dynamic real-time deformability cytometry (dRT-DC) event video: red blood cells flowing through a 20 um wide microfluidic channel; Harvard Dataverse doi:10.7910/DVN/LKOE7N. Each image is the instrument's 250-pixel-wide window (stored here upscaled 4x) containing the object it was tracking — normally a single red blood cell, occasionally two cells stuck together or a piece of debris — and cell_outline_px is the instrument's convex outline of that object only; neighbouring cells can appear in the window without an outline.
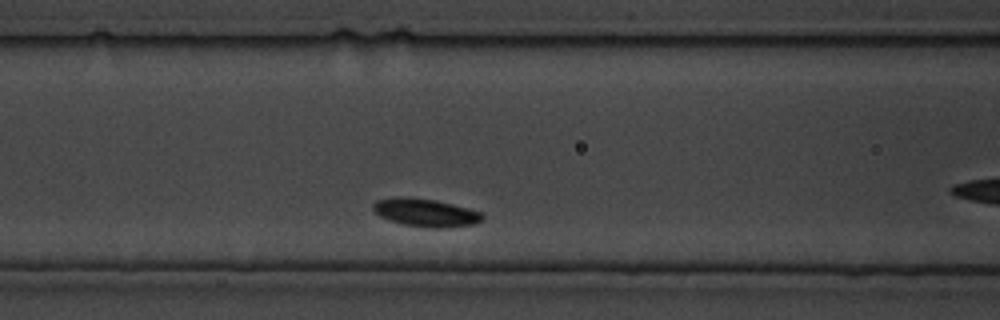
{"species": "common noctule bat (a hibernating species)", "species_latin": "Nyctalus noctula", "temperature_condition": "cold", "stored_images_in_passage": 65, "camera_frame_rate_fps": 3000, "um_per_image_px": 0.085, "animal": {"sex": "male", "body_mass_g": 19.5, "forearm_length_mm": 54.6}, "frame": {"image": 1, "passage_image": 8, "time_ms": 2.333, "image_size_px": [1000, 320], "cell_outline_px": [[484, 220], [472, 224], [444, 228], [432, 228], [404, 224], [388, 220], [380, 216], [372, 208], [372, 204], [376, 200], [396, 196], [404, 196], [436, 200], [484, 212]], "centroid_in_image_um": [36.18, 18.06], "position_along_channel_um": 130.4, "area_um2": 17.98}}
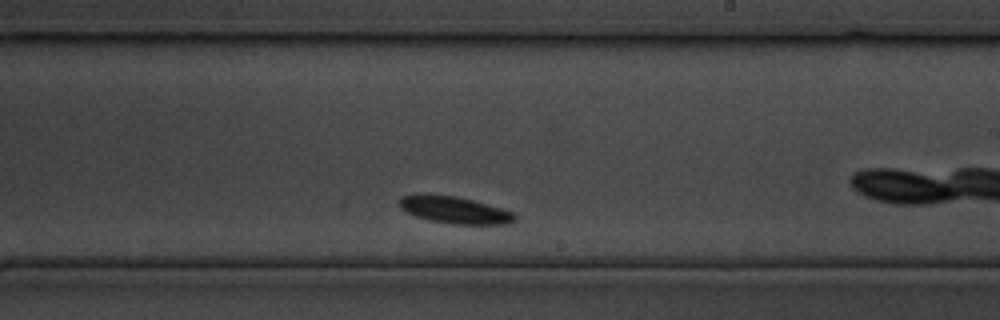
{"frame": {"image": 2, "passage_image": 33, "time_ms": 10.667, "image_size_px": [1000, 320], "cell_outline_px": [[516, 220], [508, 224], [452, 224], [428, 220], [416, 216], [400, 208], [400, 200], [404, 196], [416, 192], [420, 192], [456, 196], [472, 200], [500, 208], [512, 212], [516, 216]], "centroid_in_image_um": [38.6, 17.83], "position_along_channel_um": 250.4, "area_um2": 18.26}}
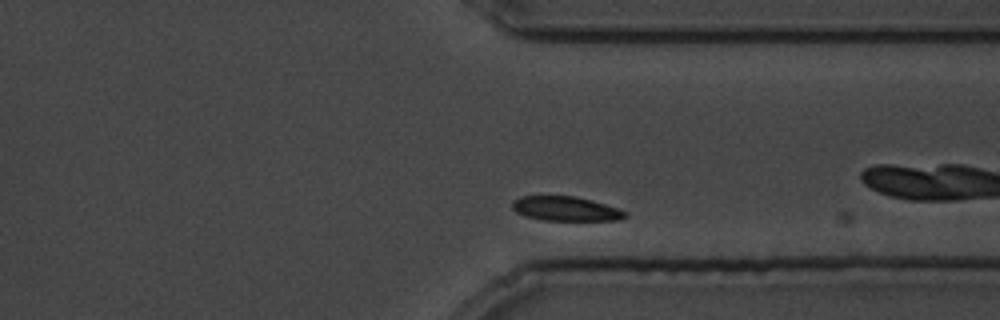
{"frame": {"image": 3, "passage_image": 56, "time_ms": 18.333, "image_size_px": [1000, 320], "cell_outline_px": [[628, 216], [620, 220], [544, 220], [524, 216], [516, 212], [512, 208], [512, 204], [520, 196], [576, 196], [592, 200], [620, 208], [628, 212]], "centroid_in_image_um": [48.14, 17.74], "position_along_channel_um": 363.3, "area_um2": 16.18}}